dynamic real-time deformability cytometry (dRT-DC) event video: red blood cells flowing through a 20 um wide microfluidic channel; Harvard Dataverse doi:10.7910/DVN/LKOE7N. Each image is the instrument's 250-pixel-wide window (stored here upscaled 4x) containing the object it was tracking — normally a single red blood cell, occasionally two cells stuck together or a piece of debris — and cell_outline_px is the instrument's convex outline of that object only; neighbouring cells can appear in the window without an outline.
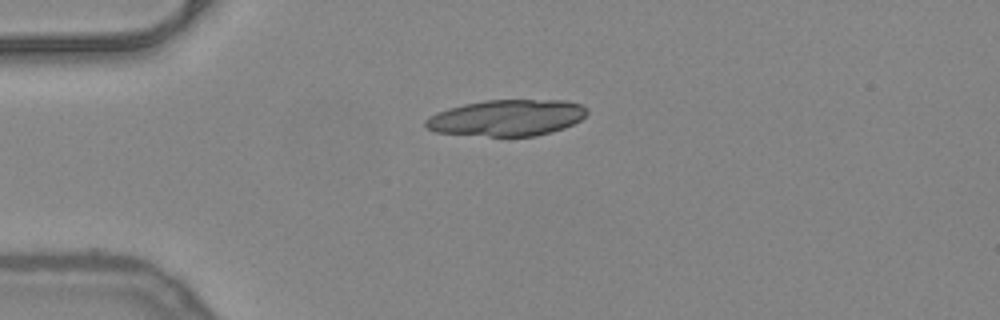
{"species": "common noctule bat (a hibernating species)", "species_latin": "Nyctalus noctula", "temperature_condition": "warm", "stored_images_in_passage": 14, "camera_frame_rate_fps": 3000, "um_per_image_px": 0.085, "animal": {"sex": "female", "body_mass_g": 24.6, "forearm_length_mm": 56.2}, "frame": {"image": 1, "passage_image": 1, "time_ms": 0.0, "image_size_px": [1000, 320], "cell_outline_px": [[588, 112], [580, 120], [564, 128], [552, 132], [536, 136], [488, 136], [432, 132], [424, 128], [424, 120], [428, 116], [436, 112], [448, 108], [464, 104], [484, 100], [564, 100], [580, 104], [588, 108]], "centroid_in_image_um": [43.04, 10.01], "position_along_channel_um": 42.0, "area_um2": 34.45}}